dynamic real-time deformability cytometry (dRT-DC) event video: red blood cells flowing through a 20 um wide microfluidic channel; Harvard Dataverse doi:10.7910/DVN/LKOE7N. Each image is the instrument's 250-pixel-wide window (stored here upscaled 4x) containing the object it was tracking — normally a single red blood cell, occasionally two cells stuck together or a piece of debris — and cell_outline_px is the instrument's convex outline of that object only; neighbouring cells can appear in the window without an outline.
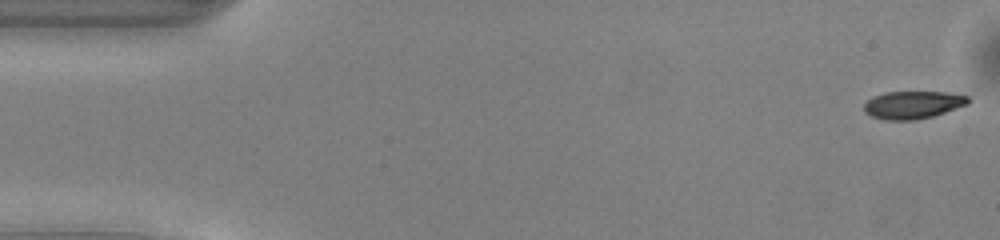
{"species": "common noctule bat (a hibernating species)", "species_latin": "Nyctalus noctula", "temperature_condition": "warm", "stored_images_in_passage": 50, "camera_frame_rate_fps": 3000, "um_per_image_px": 0.085, "animal": {"sex": "male", "body_mass_g": 13.0, "forearm_length_mm": 53.1}, "frame": {"image": 1, "passage_image": 1, "time_ms": 0.0, "image_size_px": [1000, 240], "cell_outline_px": [[968, 104], [932, 116], [916, 120], [884, 120], [872, 116], [864, 112], [864, 104], [872, 96], [884, 92], [948, 92], [968, 96]], "centroid_in_image_um": [77.55, 8.91], "position_along_channel_um": 7.4, "area_um2": 16.76}}
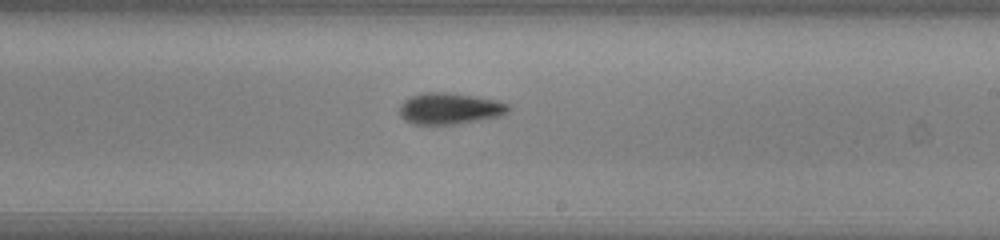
{"frame": {"image": 2, "passage_image": 29, "time_ms": 9.333, "image_size_px": [1000, 240], "cell_outline_px": [[508, 112], [500, 116], [480, 120], [452, 124], [412, 124], [404, 120], [400, 116], [400, 104], [404, 100], [412, 96], [424, 92], [444, 92], [476, 96], [500, 100], [508, 104]], "centroid_in_image_um": [38.22, 9.22], "position_along_channel_um": 250.8, "area_um2": 19.94}}
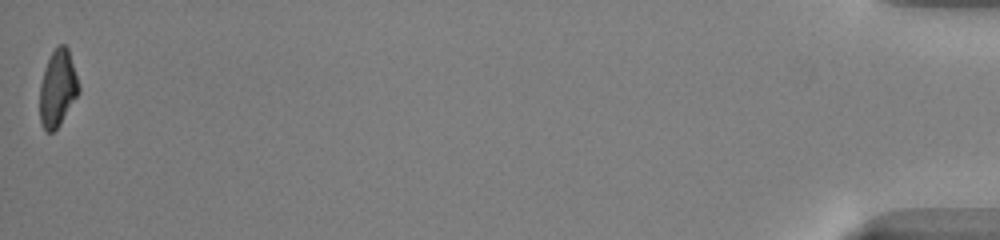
{"frame": {"image": 3, "passage_image": 50, "time_ms": 16.333, "image_size_px": [1000, 240], "cell_outline_px": [[80, 92], [60, 124], [52, 132], [48, 132], [40, 124], [40, 84], [44, 68], [52, 52], [60, 44], [64, 44], [68, 48], [80, 84]], "centroid_in_image_um": [4.91, 7.5], "position_along_channel_um": 430.3, "area_um2": 17.46}, "authors_computed_cell_mechanics": {"area_um2": 18.6694, "velocity_mm_per_s": 4.0769, "shape_relaxation_time_tau1_ms": 3.2451, "shape_relaxation_time_tau2_ms": 6.852, "deformation_change_tau1": 0.1515, "deformation_change_tau2": 0.18}}